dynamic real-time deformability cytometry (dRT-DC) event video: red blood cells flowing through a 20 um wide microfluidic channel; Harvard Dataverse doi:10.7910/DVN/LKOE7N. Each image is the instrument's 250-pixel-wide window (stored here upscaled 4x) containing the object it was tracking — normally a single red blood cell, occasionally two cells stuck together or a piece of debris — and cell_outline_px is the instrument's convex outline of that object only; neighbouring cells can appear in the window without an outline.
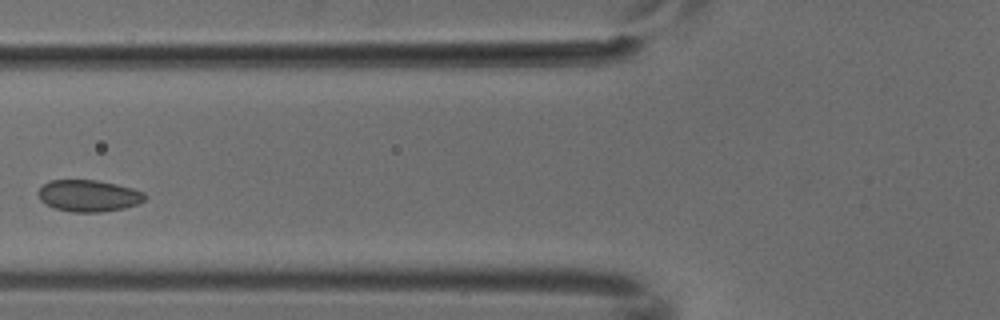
{"species": "common noctule bat (a hibernating species)", "species_latin": "Nyctalus noctula", "temperature_condition": "cold", "stored_images_in_passage": 4, "camera_frame_rate_fps": 3000, "um_per_image_px": 0.085, "animal": {"sex": "male", "body_mass_g": 18.8}, "frame": {"image": 1, "passage_image": 3, "time_ms": 0.667, "image_size_px": [1000, 320], "cell_outline_px": [[148, 196], [144, 200], [136, 204], [124, 208], [100, 212], [72, 212], [56, 208], [44, 204], [40, 200], [40, 188], [44, 184], [52, 180], [96, 180], [116, 184], [132, 188], [144, 192]], "centroid_in_image_um": [7.56, 16.64], "position_along_channel_um": 118.2, "area_um2": 19.54}}
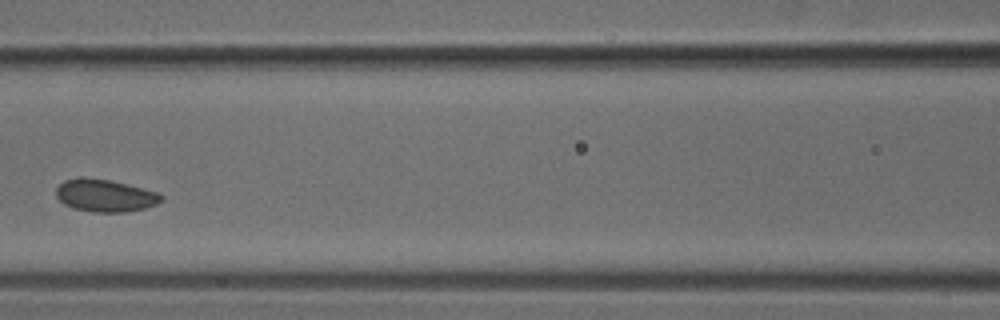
{"frame": {"image": 2, "passage_image": 4, "time_ms": 1.0, "image_size_px": [1000, 320], "cell_outline_px": [[164, 200], [156, 204], [144, 208], [124, 212], [92, 212], [72, 208], [64, 204], [56, 196], [56, 188], [64, 180], [80, 176], [108, 180], [160, 192], [164, 196]], "centroid_in_image_um": [8.93, 16.62], "position_along_channel_um": 157.7, "area_um2": 20.0}}